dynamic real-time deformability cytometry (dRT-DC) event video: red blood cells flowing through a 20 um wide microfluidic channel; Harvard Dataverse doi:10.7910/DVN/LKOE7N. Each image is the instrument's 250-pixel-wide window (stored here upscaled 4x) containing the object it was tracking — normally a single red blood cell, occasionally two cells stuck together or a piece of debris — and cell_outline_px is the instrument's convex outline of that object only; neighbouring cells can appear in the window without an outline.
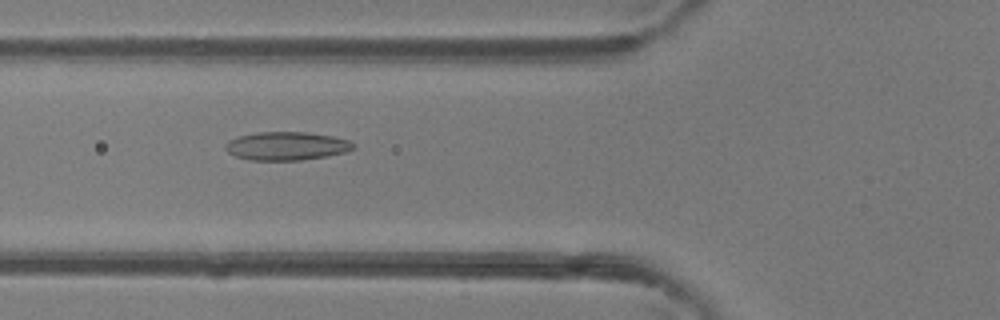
{"species": "common noctule bat (a hibernating species)", "species_latin": "Nyctalus noctula", "temperature_condition": "room temperature", "stored_images_in_passage": 6, "camera_frame_rate_fps": 3000, "um_per_image_px": 0.085, "animal": {"sex": "female"}, "frame": {"image": 1, "passage_image": 3, "time_ms": 0.667, "image_size_px": [1000, 320], "cell_outline_px": [[356, 148], [344, 152], [324, 156], [300, 160], [252, 160], [236, 156], [228, 152], [224, 148], [224, 144], [228, 140], [240, 136], [256, 132], [308, 132], [332, 136], [348, 140], [356, 144]], "centroid_in_image_um": [24.35, 12.4], "position_along_channel_um": 101.5, "area_um2": 21.1}}